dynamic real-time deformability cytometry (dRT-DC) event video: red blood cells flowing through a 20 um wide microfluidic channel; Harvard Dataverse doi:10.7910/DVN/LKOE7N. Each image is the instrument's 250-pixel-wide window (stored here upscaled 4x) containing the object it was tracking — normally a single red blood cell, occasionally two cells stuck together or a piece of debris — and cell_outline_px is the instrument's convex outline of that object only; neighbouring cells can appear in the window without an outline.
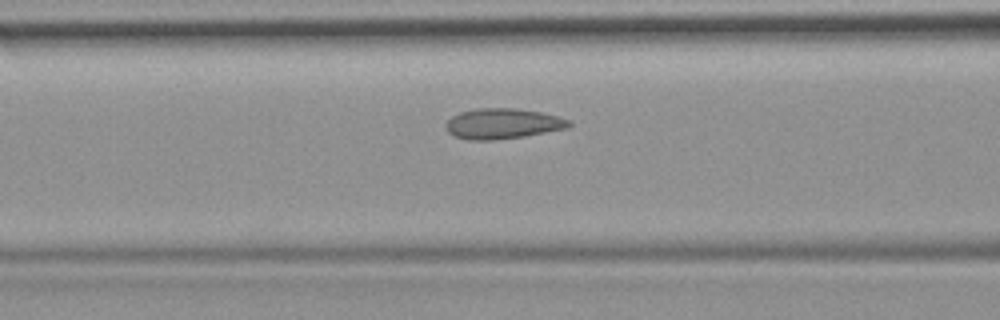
{"species": "common noctule bat (a hibernating species)", "species_latin": "Nyctalus noctula", "temperature_condition": "room temperature", "stored_images_in_passage": 32, "camera_frame_rate_fps": 3000, "um_per_image_px": 0.085, "animal": {"sex": "female", "body_mass_g": 19.9}, "frame": {"image": 1, "passage_image": 10, "time_ms": 3.0, "image_size_px": [1000, 320], "cell_outline_px": [[572, 124], [564, 128], [524, 136], [492, 140], [468, 140], [452, 136], [448, 132], [444, 124], [452, 116], [460, 112], [476, 108], [516, 108], [540, 112], [572, 120]], "centroid_in_image_um": [42.67, 10.51], "position_along_channel_um": 123.9, "area_um2": 21.79}}
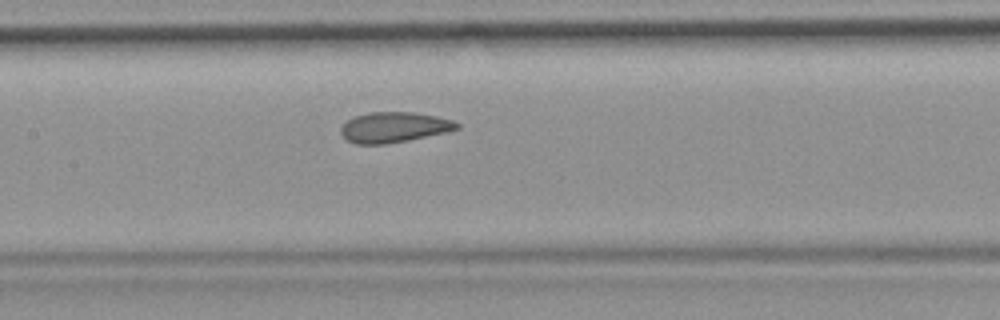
{"frame": {"image": 2, "passage_image": 14, "time_ms": 4.333, "image_size_px": [1000, 320], "cell_outline_px": [[460, 128], [448, 132], [408, 140], [384, 144], [356, 144], [348, 140], [340, 132], [340, 128], [348, 120], [356, 116], [368, 112], [412, 112], [436, 116], [452, 120], [460, 124]], "centroid_in_image_um": [33.51, 10.81], "position_along_channel_um": 173.9, "area_um2": 20.46}}